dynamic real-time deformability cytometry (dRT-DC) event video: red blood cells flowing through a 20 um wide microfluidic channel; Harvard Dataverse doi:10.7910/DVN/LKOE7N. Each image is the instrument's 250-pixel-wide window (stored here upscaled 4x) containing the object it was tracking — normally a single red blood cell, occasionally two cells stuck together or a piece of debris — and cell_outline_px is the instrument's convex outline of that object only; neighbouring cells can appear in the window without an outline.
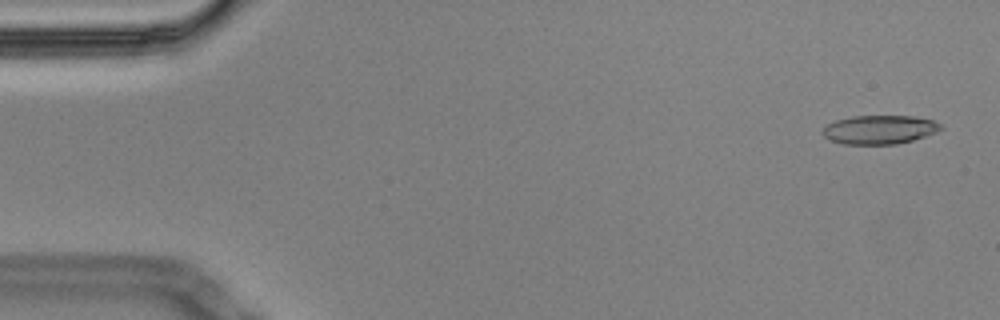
{"species": "Egyptian fruit bat (a non-hibernating species)", "species_latin": "Rousettus aegyptiacus", "temperature_condition": "cold", "stored_images_in_passage": 17, "camera_frame_rate_fps": 3000, "um_per_image_px": 0.085, "animal": {"sex": "male"}, "frame": {"image": 1, "passage_image": 2, "time_ms": 0.333, "image_size_px": [1000, 320], "cell_outline_px": [[944, 128], [936, 132], [912, 140], [896, 144], [844, 144], [832, 140], [824, 136], [820, 132], [828, 124], [836, 120], [852, 116], [912, 116], [932, 120], [940, 124]], "centroid_in_image_um": [74.75, 11.01], "position_along_channel_um": 10.3, "area_um2": 19.65}}
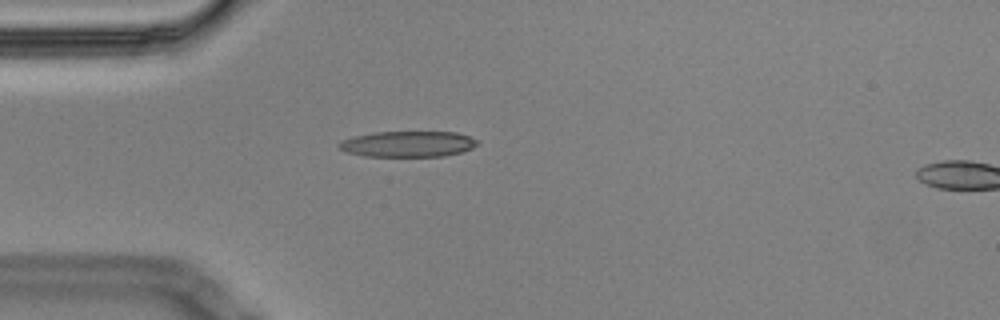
{"frame": {"image": 2, "passage_image": 15, "time_ms": 4.667, "image_size_px": [1000, 320], "cell_outline_px": [[480, 140], [472, 148], [460, 152], [444, 156], [364, 156], [344, 152], [336, 144], [340, 140], [356, 136], [376, 132], [456, 132]], "centroid_in_image_um": [34.64, 12.24], "position_along_channel_um": 50.4, "area_um2": 20.81}}